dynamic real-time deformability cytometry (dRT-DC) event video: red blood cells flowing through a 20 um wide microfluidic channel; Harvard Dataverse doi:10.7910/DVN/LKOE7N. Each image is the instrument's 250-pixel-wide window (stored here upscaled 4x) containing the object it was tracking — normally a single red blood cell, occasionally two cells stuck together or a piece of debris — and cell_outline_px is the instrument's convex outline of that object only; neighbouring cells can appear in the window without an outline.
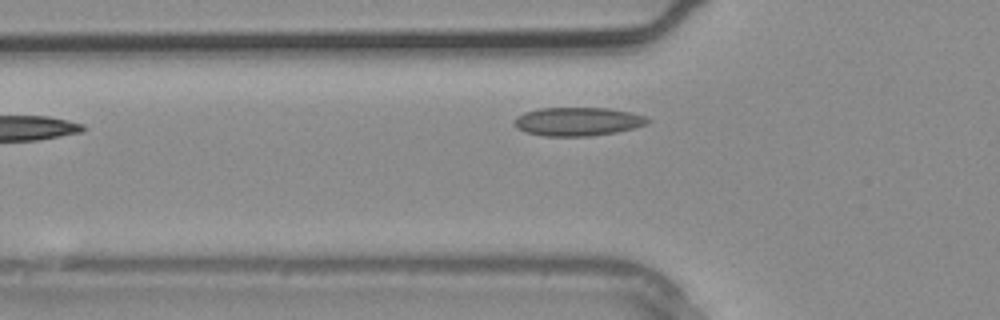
{"species": "common noctule bat (a hibernating species)", "species_latin": "Nyctalus noctula", "temperature_condition": "warm", "stored_images_in_passage": 4, "camera_frame_rate_fps": 3000, "um_per_image_px": 0.085, "animal": {"sex": "male", "body_mass_g": 20.4}, "frame": {"image": 1, "passage_image": 4, "time_ms": 1.0, "image_size_px": [1000, 320], "cell_outline_px": [[652, 120], [648, 124], [616, 132], [588, 136], [544, 136], [524, 132], [516, 128], [512, 124], [516, 116], [524, 112], [540, 108], [608, 108], [632, 112], [644, 116]], "centroid_in_image_um": [49.08, 10.33], "position_along_channel_um": 76.7, "area_um2": 22.37}}